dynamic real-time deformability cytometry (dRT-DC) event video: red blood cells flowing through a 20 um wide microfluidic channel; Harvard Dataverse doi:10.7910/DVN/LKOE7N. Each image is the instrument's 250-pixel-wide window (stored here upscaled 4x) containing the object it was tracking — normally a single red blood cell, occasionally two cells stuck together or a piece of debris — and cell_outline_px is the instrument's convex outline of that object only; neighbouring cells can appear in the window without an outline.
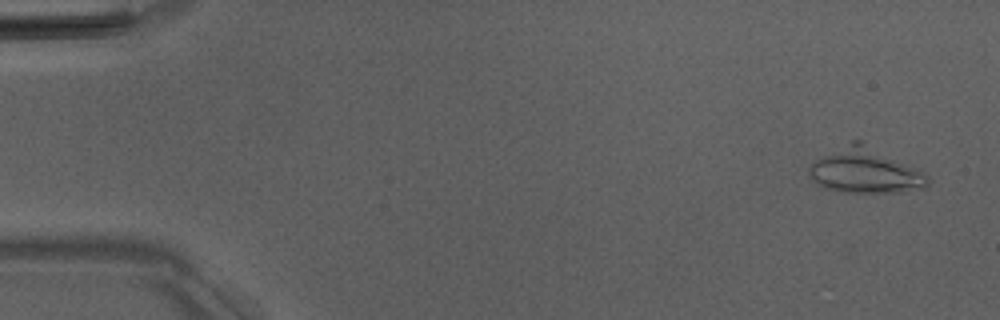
{"species": "Egyptian fruit bat (a non-hibernating species)", "species_latin": "Rousettus aegyptiacus", "temperature_condition": "room temperature", "stored_images_in_passage": 18, "camera_frame_rate_fps": 3000, "um_per_image_px": 0.085, "animal": {"sex": "male"}, "frame": {"image": 1, "passage_image": 3, "time_ms": 0.667, "image_size_px": [1000, 320], "cell_outline_px": [[932, 180], [924, 188], [900, 192], [844, 192], [824, 188], [812, 180], [808, 168], [816, 160], [852, 140], [860, 140], [924, 172]], "centroid_in_image_um": [73.57, 14.52], "position_along_channel_um": 11.4, "area_um2": 30.81}}